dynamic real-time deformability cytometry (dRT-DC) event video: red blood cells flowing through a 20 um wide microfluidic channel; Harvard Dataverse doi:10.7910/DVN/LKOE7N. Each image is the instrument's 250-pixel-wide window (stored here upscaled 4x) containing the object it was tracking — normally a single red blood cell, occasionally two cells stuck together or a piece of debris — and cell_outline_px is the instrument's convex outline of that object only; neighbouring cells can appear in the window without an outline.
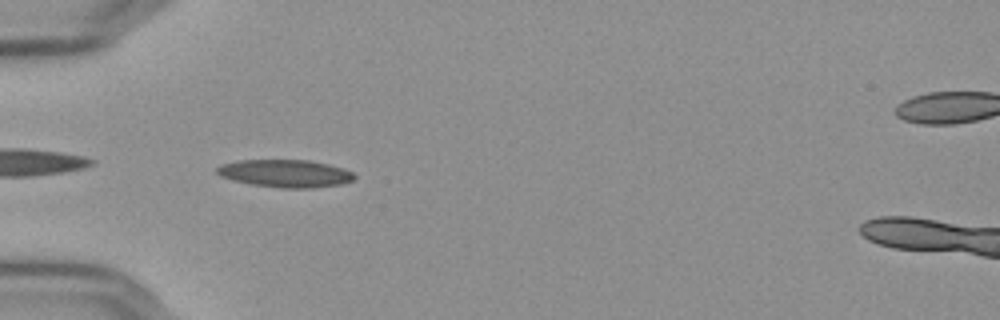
{"species": "Egyptian fruit bat (a non-hibernating species)", "species_latin": "Rousettus aegyptiacus", "temperature_condition": "cold", "stored_images_in_passage": 41, "camera_frame_rate_fps": 3000, "um_per_image_px": 0.085, "frame": {"image": 1, "passage_image": 2, "time_ms": 0.333, "image_size_px": [1000, 320], "cell_outline_px": [[356, 176], [352, 180], [340, 184], [312, 188], [284, 188], [252, 184], [232, 180], [220, 176], [216, 172], [216, 168], [220, 164], [240, 160], [308, 160], [328, 164], [344, 168], [352, 172]], "centroid_in_image_um": [24.23, 14.73], "position_along_channel_um": 60.8, "area_um2": 22.08}}
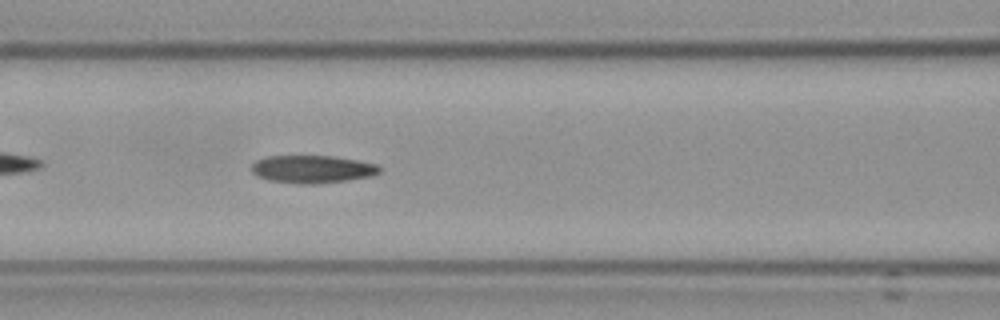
{"frame": {"image": 2, "passage_image": 9, "time_ms": 2.667, "image_size_px": [1000, 320], "cell_outline_px": [[380, 172], [372, 176], [348, 180], [312, 184], [296, 184], [268, 180], [256, 176], [248, 168], [256, 160], [264, 156], [332, 156], [356, 160], [376, 164], [380, 168]], "centroid_in_image_um": [26.48, 14.38], "position_along_channel_um": 140.1, "area_um2": 20.87}}
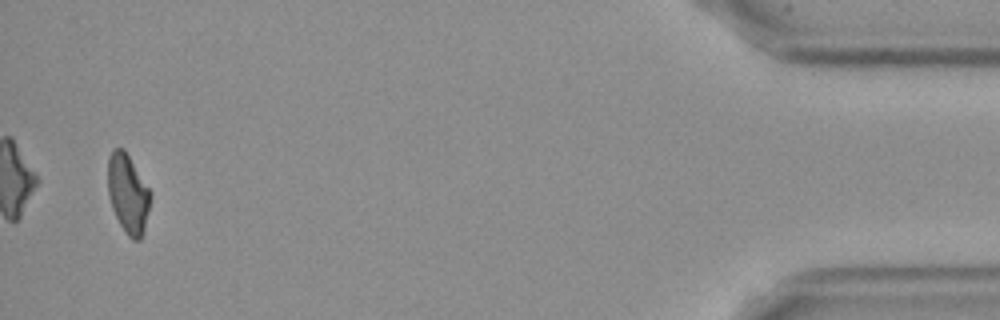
{"frame": {"image": 3, "passage_image": 39, "time_ms": 12.667, "image_size_px": [1000, 320], "cell_outline_px": [[152, 196], [144, 232], [140, 240], [132, 240], [128, 236], [120, 224], [112, 208], [108, 196], [108, 156], [112, 148], [124, 148], [148, 188]], "centroid_in_image_um": [10.87, 16.47], "position_along_channel_um": 424.3, "area_um2": 19.65}, "authors_computed_cell_mechanics": {"area_um2": 20.4034, "velocity_mm_per_s": 3.5971, "shape_relaxation_time_tau1_ms": null, "shape_relaxation_time_tau2_ms": 7.1819, "deformation_change_tau1": null, "deformation_change_tau2": 0.1595}}